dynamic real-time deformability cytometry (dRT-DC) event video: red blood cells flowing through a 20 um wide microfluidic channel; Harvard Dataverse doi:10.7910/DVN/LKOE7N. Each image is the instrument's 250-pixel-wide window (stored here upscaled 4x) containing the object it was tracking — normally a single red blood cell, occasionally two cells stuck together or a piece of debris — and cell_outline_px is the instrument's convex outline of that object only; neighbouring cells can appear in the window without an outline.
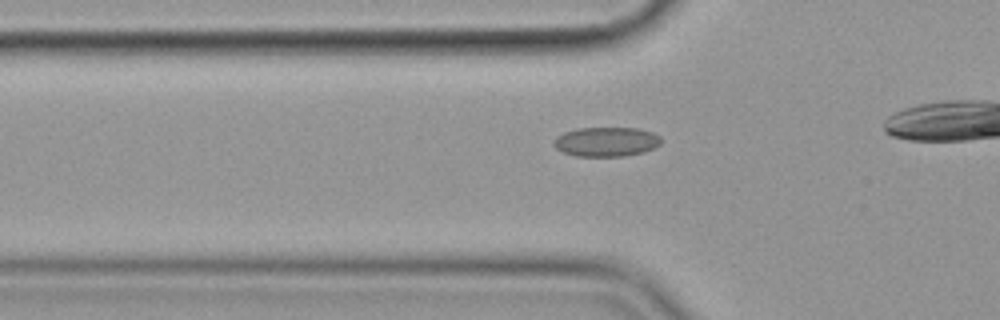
{"species": "common noctule bat (a hibernating species)", "species_latin": "Nyctalus noctula", "temperature_condition": "cold", "stored_images_in_passage": 12, "camera_frame_rate_fps": 3000, "um_per_image_px": 0.085, "animal": {"sex": "female", "body_mass_g": 19.9}, "frame": {"image": 1, "passage_image": 6, "time_ms": 1.667, "image_size_px": [1000, 320], "cell_outline_px": [[660, 144], [644, 152], [624, 156], [576, 156], [564, 152], [556, 148], [552, 144], [552, 140], [556, 136], [564, 132], [576, 128], [636, 128], [652, 132], [660, 136]], "centroid_in_image_um": [51.49, 12.04], "position_along_channel_um": 74.3, "area_um2": 18.44}}
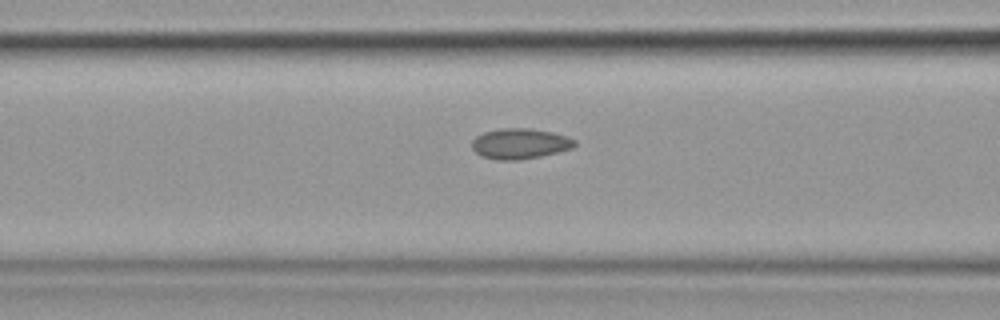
{"frame": {"image": 2, "passage_image": 10, "time_ms": 3.0, "image_size_px": [1000, 320], "cell_outline_px": [[576, 144], [572, 148], [540, 156], [516, 160], [496, 160], [480, 156], [472, 148], [472, 140], [476, 136], [484, 132], [500, 128], [528, 128], [552, 132], [568, 136], [576, 140]], "centroid_in_image_um": [44.18, 12.2], "position_along_channel_um": 122.4, "area_um2": 18.26}}